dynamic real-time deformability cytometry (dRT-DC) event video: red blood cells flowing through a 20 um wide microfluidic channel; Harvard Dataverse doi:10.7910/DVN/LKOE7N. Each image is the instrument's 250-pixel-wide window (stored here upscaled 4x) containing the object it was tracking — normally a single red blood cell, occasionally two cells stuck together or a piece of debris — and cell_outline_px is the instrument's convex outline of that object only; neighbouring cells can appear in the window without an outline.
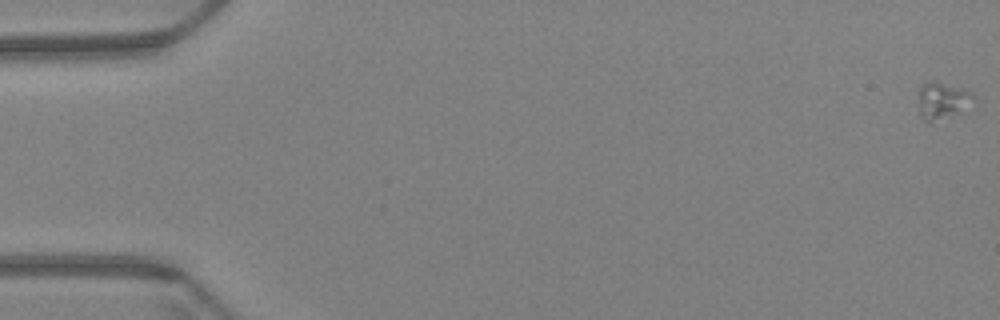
{"species": "Egyptian fruit bat (a non-hibernating species)", "species_latin": "Rousettus aegyptiacus", "temperature_condition": "warm", "stored_images_in_passage": 63, "camera_frame_rate_fps": 3000, "um_per_image_px": 0.085, "animal": {"sex": "female"}, "frame": {"image": 1, "passage_image": 1, "time_ms": 0.0, "image_size_px": [1000, 320], "cell_outline_px": [[972, 96], [960, 112], [928, 124], [924, 120], [920, 112], [920, 84], [928, 80], [936, 80], [972, 92]], "centroid_in_image_um": [80.02, 8.52], "position_along_channel_um": 5.0, "area_um2": 11.44}}